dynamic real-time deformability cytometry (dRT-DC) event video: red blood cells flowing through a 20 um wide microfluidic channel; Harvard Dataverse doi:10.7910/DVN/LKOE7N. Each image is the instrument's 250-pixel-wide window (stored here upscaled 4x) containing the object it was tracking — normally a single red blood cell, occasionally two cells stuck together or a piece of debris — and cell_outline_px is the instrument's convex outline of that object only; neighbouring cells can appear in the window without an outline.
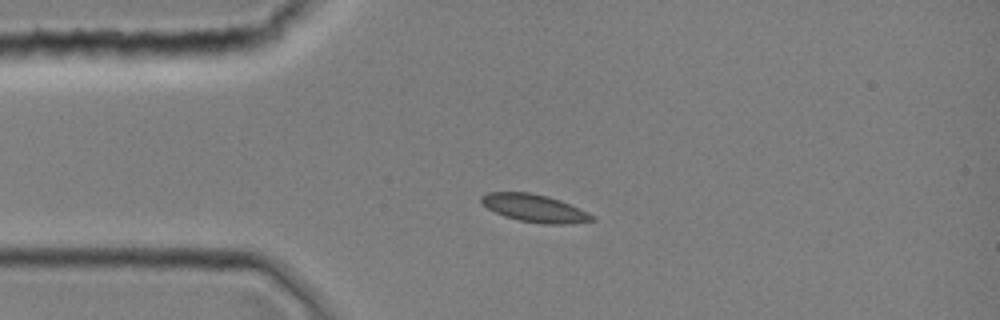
{"species": "common noctule bat (a hibernating species)", "species_latin": "Nyctalus noctula", "temperature_condition": "room temperature", "stored_images_in_passage": 1, "camera_frame_rate_fps": 3000, "um_per_image_px": 0.085, "animal": {"sex": "female", "body_mass_g": 19.0, "forearm_length_mm": 51.5}, "frame": {"image": 1, "passage_image": 1, "time_ms": 0.0, "image_size_px": [1000, 320], "cell_outline_px": [[596, 220], [564, 224], [544, 224], [520, 220], [504, 216], [488, 208], [480, 200], [480, 196], [488, 192], [528, 192], [548, 196], [560, 200], [588, 212], [596, 216]], "centroid_in_image_um": [45.46, 17.69], "position_along_channel_um": 39.5, "area_um2": 17.74}}